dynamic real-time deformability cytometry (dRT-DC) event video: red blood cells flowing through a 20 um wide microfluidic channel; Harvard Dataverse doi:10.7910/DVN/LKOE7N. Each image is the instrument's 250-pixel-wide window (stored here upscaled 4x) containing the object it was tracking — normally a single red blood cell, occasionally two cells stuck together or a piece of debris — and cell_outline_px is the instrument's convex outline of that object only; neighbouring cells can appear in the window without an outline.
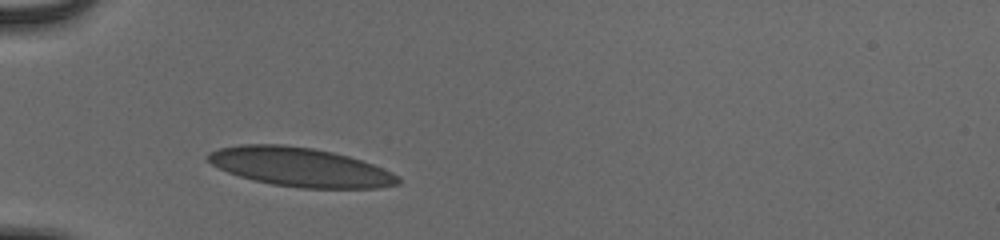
{"species": "human", "species_latin": "Homo sapiens", "temperature_condition": "cold", "stored_images_in_passage": 32, "camera_frame_rate_fps": 3000, "um_per_image_px": 0.085, "donor": {"sex": "male"}, "frame": {"image": 1, "passage_image": 1, "time_ms": 0.0, "image_size_px": [1000, 240], "cell_outline_px": [[400, 184], [376, 188], [300, 188], [272, 184], [240, 176], [228, 172], [212, 164], [208, 160], [208, 152], [220, 148], [240, 144], [280, 144], [312, 148], [332, 152], [348, 156], [372, 164], [392, 172], [400, 176]], "centroid_in_image_um": [25.53, 14.2], "position_along_channel_um": 59.5, "area_um2": 42.89}}
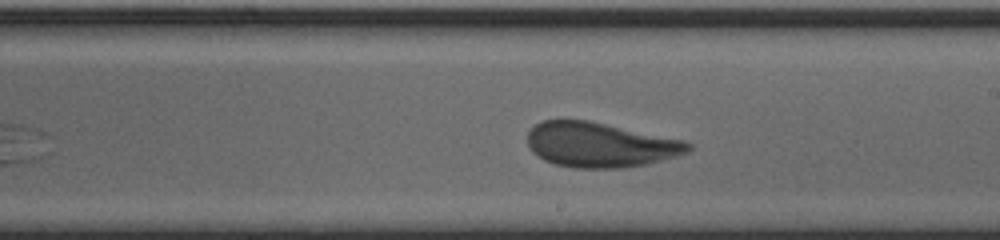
{"frame": {"image": 2, "passage_image": 16, "time_ms": 5.0, "image_size_px": [1000, 240], "cell_outline_px": [[692, 148], [688, 152], [676, 156], [648, 164], [620, 168], [572, 168], [556, 164], [544, 160], [532, 152], [528, 144], [528, 132], [540, 120], [588, 120], [684, 140], [692, 144]], "centroid_in_image_um": [51.01, 12.31], "position_along_channel_um": 238.0, "area_um2": 42.02}}
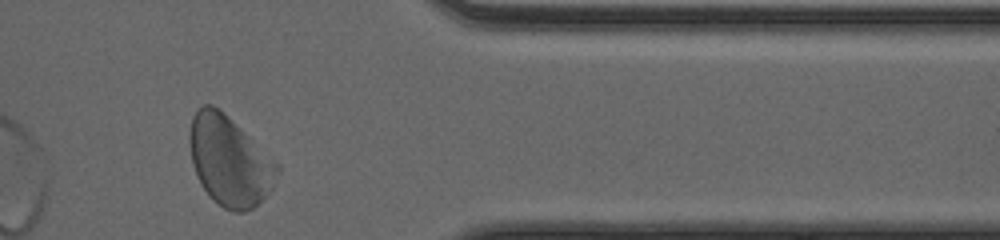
{"frame": {"image": 3, "passage_image": 29, "time_ms": 9.333, "image_size_px": [1000, 240], "cell_outline_px": [[272, 188], [252, 208], [244, 212], [232, 212], [224, 208], [212, 200], [200, 184], [192, 164], [188, 140], [188, 132], [192, 116], [204, 104], [212, 104], [224, 112], [244, 136], [264, 164], [272, 184]], "centroid_in_image_um": [19.21, 13.71], "position_along_channel_um": 392.2, "area_um2": 41.91}, "authors_computed_cell_mechanics": {"area_um2": 42.1073, "velocity_mm_per_s": 3.8226, "shape_relaxation_time_tau1_ms": 3.271, "shape_relaxation_time_tau2_ms": 0.5317, "deformation_change_tau1": 0.1326, "deformation_change_tau2": 0.0668}}